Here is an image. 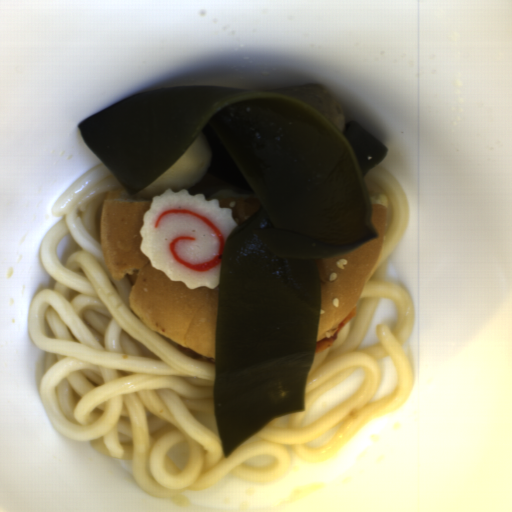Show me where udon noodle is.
Instances as JSON below:
<instances>
[{"label": "udon noodle", "instance_id": "d5520da0", "mask_svg": "<svg viewBox=\"0 0 512 512\" xmlns=\"http://www.w3.org/2000/svg\"><path fill=\"white\" fill-rule=\"evenodd\" d=\"M367 195L388 205L380 255L355 305L356 314L323 352L313 354L303 412L269 420L225 458L214 413L216 365L183 354L131 309L126 278L112 279L104 261L101 228L107 193L123 187L102 162L65 188L51 208L59 220L40 242L42 267L54 287L29 305L28 328L44 351L39 386L56 432L98 452L131 462L139 489L153 498L200 491L226 475L255 483L281 479L294 459L323 464L366 423L398 410L414 388L404 349L415 306L388 283V260L406 233L409 205L396 179L380 164L365 172ZM70 235L78 250L65 265L59 241ZM398 311L396 328L376 330L377 342L359 348L379 301ZM390 357L397 386L374 402L381 386L378 363ZM360 387L315 423L304 424L312 402L354 371Z\"/></svg>", "mask_w": 512, "mask_h": 512}]
</instances>
